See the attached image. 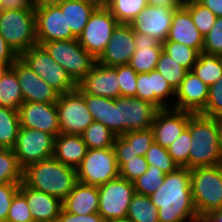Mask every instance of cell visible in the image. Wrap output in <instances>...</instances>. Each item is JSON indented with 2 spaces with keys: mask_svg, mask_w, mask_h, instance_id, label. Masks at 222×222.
I'll use <instances>...</instances> for the list:
<instances>
[{
  "mask_svg": "<svg viewBox=\"0 0 222 222\" xmlns=\"http://www.w3.org/2000/svg\"><path fill=\"white\" fill-rule=\"evenodd\" d=\"M175 8L147 5L129 24L134 32L147 34L163 43L172 23Z\"/></svg>",
  "mask_w": 222,
  "mask_h": 222,
  "instance_id": "obj_17",
  "label": "cell"
},
{
  "mask_svg": "<svg viewBox=\"0 0 222 222\" xmlns=\"http://www.w3.org/2000/svg\"><path fill=\"white\" fill-rule=\"evenodd\" d=\"M200 4L210 9L216 17H222V0H197Z\"/></svg>",
  "mask_w": 222,
  "mask_h": 222,
  "instance_id": "obj_55",
  "label": "cell"
},
{
  "mask_svg": "<svg viewBox=\"0 0 222 222\" xmlns=\"http://www.w3.org/2000/svg\"><path fill=\"white\" fill-rule=\"evenodd\" d=\"M147 5V0H110L107 8L119 24H130Z\"/></svg>",
  "mask_w": 222,
  "mask_h": 222,
  "instance_id": "obj_35",
  "label": "cell"
},
{
  "mask_svg": "<svg viewBox=\"0 0 222 222\" xmlns=\"http://www.w3.org/2000/svg\"><path fill=\"white\" fill-rule=\"evenodd\" d=\"M84 1L94 5L96 8H106L110 3V0H84Z\"/></svg>",
  "mask_w": 222,
  "mask_h": 222,
  "instance_id": "obj_59",
  "label": "cell"
},
{
  "mask_svg": "<svg viewBox=\"0 0 222 222\" xmlns=\"http://www.w3.org/2000/svg\"><path fill=\"white\" fill-rule=\"evenodd\" d=\"M21 182L0 184V221L7 219L14 195L19 191Z\"/></svg>",
  "mask_w": 222,
  "mask_h": 222,
  "instance_id": "obj_49",
  "label": "cell"
},
{
  "mask_svg": "<svg viewBox=\"0 0 222 222\" xmlns=\"http://www.w3.org/2000/svg\"><path fill=\"white\" fill-rule=\"evenodd\" d=\"M23 182L32 189L63 201L78 183V178L76 168L64 165L51 157L24 168Z\"/></svg>",
  "mask_w": 222,
  "mask_h": 222,
  "instance_id": "obj_3",
  "label": "cell"
},
{
  "mask_svg": "<svg viewBox=\"0 0 222 222\" xmlns=\"http://www.w3.org/2000/svg\"><path fill=\"white\" fill-rule=\"evenodd\" d=\"M56 108L61 133L81 135L94 121L77 89L60 94Z\"/></svg>",
  "mask_w": 222,
  "mask_h": 222,
  "instance_id": "obj_12",
  "label": "cell"
},
{
  "mask_svg": "<svg viewBox=\"0 0 222 222\" xmlns=\"http://www.w3.org/2000/svg\"><path fill=\"white\" fill-rule=\"evenodd\" d=\"M149 166H157L165 174L175 171L179 166L169 155L168 149L153 142L145 154Z\"/></svg>",
  "mask_w": 222,
  "mask_h": 222,
  "instance_id": "obj_42",
  "label": "cell"
},
{
  "mask_svg": "<svg viewBox=\"0 0 222 222\" xmlns=\"http://www.w3.org/2000/svg\"><path fill=\"white\" fill-rule=\"evenodd\" d=\"M54 139L47 132L21 127L13 148L19 166L24 169L32 163L53 157Z\"/></svg>",
  "mask_w": 222,
  "mask_h": 222,
  "instance_id": "obj_10",
  "label": "cell"
},
{
  "mask_svg": "<svg viewBox=\"0 0 222 222\" xmlns=\"http://www.w3.org/2000/svg\"><path fill=\"white\" fill-rule=\"evenodd\" d=\"M117 136L128 131L148 129L159 110L150 102L138 97H119L116 99Z\"/></svg>",
  "mask_w": 222,
  "mask_h": 222,
  "instance_id": "obj_13",
  "label": "cell"
},
{
  "mask_svg": "<svg viewBox=\"0 0 222 222\" xmlns=\"http://www.w3.org/2000/svg\"><path fill=\"white\" fill-rule=\"evenodd\" d=\"M23 102L16 72L10 67L0 81V106L18 110Z\"/></svg>",
  "mask_w": 222,
  "mask_h": 222,
  "instance_id": "obj_30",
  "label": "cell"
},
{
  "mask_svg": "<svg viewBox=\"0 0 222 222\" xmlns=\"http://www.w3.org/2000/svg\"><path fill=\"white\" fill-rule=\"evenodd\" d=\"M190 186L198 217L222 212V164L191 169Z\"/></svg>",
  "mask_w": 222,
  "mask_h": 222,
  "instance_id": "obj_4",
  "label": "cell"
},
{
  "mask_svg": "<svg viewBox=\"0 0 222 222\" xmlns=\"http://www.w3.org/2000/svg\"><path fill=\"white\" fill-rule=\"evenodd\" d=\"M105 222H133V221L131 219L125 217V218H121V219L108 220Z\"/></svg>",
  "mask_w": 222,
  "mask_h": 222,
  "instance_id": "obj_61",
  "label": "cell"
},
{
  "mask_svg": "<svg viewBox=\"0 0 222 222\" xmlns=\"http://www.w3.org/2000/svg\"><path fill=\"white\" fill-rule=\"evenodd\" d=\"M93 120L104 124L117 136L116 99L82 94Z\"/></svg>",
  "mask_w": 222,
  "mask_h": 222,
  "instance_id": "obj_27",
  "label": "cell"
},
{
  "mask_svg": "<svg viewBox=\"0 0 222 222\" xmlns=\"http://www.w3.org/2000/svg\"><path fill=\"white\" fill-rule=\"evenodd\" d=\"M190 119L180 136L167 148L169 155L179 167L189 168V151L191 146Z\"/></svg>",
  "mask_w": 222,
  "mask_h": 222,
  "instance_id": "obj_41",
  "label": "cell"
},
{
  "mask_svg": "<svg viewBox=\"0 0 222 222\" xmlns=\"http://www.w3.org/2000/svg\"><path fill=\"white\" fill-rule=\"evenodd\" d=\"M21 87L24 102L56 103L60 93L18 58L11 66Z\"/></svg>",
  "mask_w": 222,
  "mask_h": 222,
  "instance_id": "obj_15",
  "label": "cell"
},
{
  "mask_svg": "<svg viewBox=\"0 0 222 222\" xmlns=\"http://www.w3.org/2000/svg\"><path fill=\"white\" fill-rule=\"evenodd\" d=\"M149 78L151 85V104L158 109L173 108L174 102L172 100L175 99V90L156 70L149 72ZM168 99L171 100L169 101Z\"/></svg>",
  "mask_w": 222,
  "mask_h": 222,
  "instance_id": "obj_32",
  "label": "cell"
},
{
  "mask_svg": "<svg viewBox=\"0 0 222 222\" xmlns=\"http://www.w3.org/2000/svg\"><path fill=\"white\" fill-rule=\"evenodd\" d=\"M189 169L222 164V122L193 114L190 117Z\"/></svg>",
  "mask_w": 222,
  "mask_h": 222,
  "instance_id": "obj_2",
  "label": "cell"
},
{
  "mask_svg": "<svg viewBox=\"0 0 222 222\" xmlns=\"http://www.w3.org/2000/svg\"><path fill=\"white\" fill-rule=\"evenodd\" d=\"M76 173L78 182L92 186H100L119 177L114 148L88 149Z\"/></svg>",
  "mask_w": 222,
  "mask_h": 222,
  "instance_id": "obj_7",
  "label": "cell"
},
{
  "mask_svg": "<svg viewBox=\"0 0 222 222\" xmlns=\"http://www.w3.org/2000/svg\"><path fill=\"white\" fill-rule=\"evenodd\" d=\"M191 71L202 82L210 86L222 77V56L202 51Z\"/></svg>",
  "mask_w": 222,
  "mask_h": 222,
  "instance_id": "obj_29",
  "label": "cell"
},
{
  "mask_svg": "<svg viewBox=\"0 0 222 222\" xmlns=\"http://www.w3.org/2000/svg\"><path fill=\"white\" fill-rule=\"evenodd\" d=\"M88 149L113 147L116 135L104 124L93 121L81 134Z\"/></svg>",
  "mask_w": 222,
  "mask_h": 222,
  "instance_id": "obj_34",
  "label": "cell"
},
{
  "mask_svg": "<svg viewBox=\"0 0 222 222\" xmlns=\"http://www.w3.org/2000/svg\"><path fill=\"white\" fill-rule=\"evenodd\" d=\"M149 5L168 6L172 8H180L185 5L186 0H147Z\"/></svg>",
  "mask_w": 222,
  "mask_h": 222,
  "instance_id": "obj_56",
  "label": "cell"
},
{
  "mask_svg": "<svg viewBox=\"0 0 222 222\" xmlns=\"http://www.w3.org/2000/svg\"><path fill=\"white\" fill-rule=\"evenodd\" d=\"M65 0H33L34 6H54L59 5Z\"/></svg>",
  "mask_w": 222,
  "mask_h": 222,
  "instance_id": "obj_58",
  "label": "cell"
},
{
  "mask_svg": "<svg viewBox=\"0 0 222 222\" xmlns=\"http://www.w3.org/2000/svg\"><path fill=\"white\" fill-rule=\"evenodd\" d=\"M41 46L67 71L76 84L91 71L96 63V59L79 44L77 38L44 42Z\"/></svg>",
  "mask_w": 222,
  "mask_h": 222,
  "instance_id": "obj_6",
  "label": "cell"
},
{
  "mask_svg": "<svg viewBox=\"0 0 222 222\" xmlns=\"http://www.w3.org/2000/svg\"><path fill=\"white\" fill-rule=\"evenodd\" d=\"M190 182L191 170L186 167L165 174L161 187L150 195L158 208L159 222H189L198 218Z\"/></svg>",
  "mask_w": 222,
  "mask_h": 222,
  "instance_id": "obj_1",
  "label": "cell"
},
{
  "mask_svg": "<svg viewBox=\"0 0 222 222\" xmlns=\"http://www.w3.org/2000/svg\"><path fill=\"white\" fill-rule=\"evenodd\" d=\"M201 115L222 119V77L209 86V96Z\"/></svg>",
  "mask_w": 222,
  "mask_h": 222,
  "instance_id": "obj_46",
  "label": "cell"
},
{
  "mask_svg": "<svg viewBox=\"0 0 222 222\" xmlns=\"http://www.w3.org/2000/svg\"><path fill=\"white\" fill-rule=\"evenodd\" d=\"M199 218L202 222H222V213H206Z\"/></svg>",
  "mask_w": 222,
  "mask_h": 222,
  "instance_id": "obj_57",
  "label": "cell"
},
{
  "mask_svg": "<svg viewBox=\"0 0 222 222\" xmlns=\"http://www.w3.org/2000/svg\"><path fill=\"white\" fill-rule=\"evenodd\" d=\"M118 24L107 7L96 8L82 33L77 37L79 44L97 59L105 50Z\"/></svg>",
  "mask_w": 222,
  "mask_h": 222,
  "instance_id": "obj_11",
  "label": "cell"
},
{
  "mask_svg": "<svg viewBox=\"0 0 222 222\" xmlns=\"http://www.w3.org/2000/svg\"><path fill=\"white\" fill-rule=\"evenodd\" d=\"M120 169V177L134 182L142 174H144L149 165L145 156H135L132 159H116Z\"/></svg>",
  "mask_w": 222,
  "mask_h": 222,
  "instance_id": "obj_44",
  "label": "cell"
},
{
  "mask_svg": "<svg viewBox=\"0 0 222 222\" xmlns=\"http://www.w3.org/2000/svg\"><path fill=\"white\" fill-rule=\"evenodd\" d=\"M184 6L189 10L193 23L200 34L203 37L206 36L214 26L217 17L210 9L200 4L197 0H186Z\"/></svg>",
  "mask_w": 222,
  "mask_h": 222,
  "instance_id": "obj_39",
  "label": "cell"
},
{
  "mask_svg": "<svg viewBox=\"0 0 222 222\" xmlns=\"http://www.w3.org/2000/svg\"><path fill=\"white\" fill-rule=\"evenodd\" d=\"M87 150L81 135L60 133L54 139L53 157L64 165L77 168Z\"/></svg>",
  "mask_w": 222,
  "mask_h": 222,
  "instance_id": "obj_26",
  "label": "cell"
},
{
  "mask_svg": "<svg viewBox=\"0 0 222 222\" xmlns=\"http://www.w3.org/2000/svg\"><path fill=\"white\" fill-rule=\"evenodd\" d=\"M19 55L0 34V64H13Z\"/></svg>",
  "mask_w": 222,
  "mask_h": 222,
  "instance_id": "obj_53",
  "label": "cell"
},
{
  "mask_svg": "<svg viewBox=\"0 0 222 222\" xmlns=\"http://www.w3.org/2000/svg\"><path fill=\"white\" fill-rule=\"evenodd\" d=\"M81 94L117 99L120 97L117 66L95 63L91 71L77 84Z\"/></svg>",
  "mask_w": 222,
  "mask_h": 222,
  "instance_id": "obj_16",
  "label": "cell"
},
{
  "mask_svg": "<svg viewBox=\"0 0 222 222\" xmlns=\"http://www.w3.org/2000/svg\"><path fill=\"white\" fill-rule=\"evenodd\" d=\"M135 52L130 58L129 65L137 73H149L156 69L162 43L147 34L134 32Z\"/></svg>",
  "mask_w": 222,
  "mask_h": 222,
  "instance_id": "obj_24",
  "label": "cell"
},
{
  "mask_svg": "<svg viewBox=\"0 0 222 222\" xmlns=\"http://www.w3.org/2000/svg\"><path fill=\"white\" fill-rule=\"evenodd\" d=\"M0 10L35 8L33 0H0Z\"/></svg>",
  "mask_w": 222,
  "mask_h": 222,
  "instance_id": "obj_54",
  "label": "cell"
},
{
  "mask_svg": "<svg viewBox=\"0 0 222 222\" xmlns=\"http://www.w3.org/2000/svg\"><path fill=\"white\" fill-rule=\"evenodd\" d=\"M209 96V86L202 82L192 71H188L179 87L175 90L174 109L201 113Z\"/></svg>",
  "mask_w": 222,
  "mask_h": 222,
  "instance_id": "obj_21",
  "label": "cell"
},
{
  "mask_svg": "<svg viewBox=\"0 0 222 222\" xmlns=\"http://www.w3.org/2000/svg\"><path fill=\"white\" fill-rule=\"evenodd\" d=\"M19 191L25 196L27 205L31 210L35 222H57L62 210V200L32 189L23 181L20 183Z\"/></svg>",
  "mask_w": 222,
  "mask_h": 222,
  "instance_id": "obj_22",
  "label": "cell"
},
{
  "mask_svg": "<svg viewBox=\"0 0 222 222\" xmlns=\"http://www.w3.org/2000/svg\"><path fill=\"white\" fill-rule=\"evenodd\" d=\"M135 49L133 28L129 24H118L96 62L111 67L128 64Z\"/></svg>",
  "mask_w": 222,
  "mask_h": 222,
  "instance_id": "obj_19",
  "label": "cell"
},
{
  "mask_svg": "<svg viewBox=\"0 0 222 222\" xmlns=\"http://www.w3.org/2000/svg\"><path fill=\"white\" fill-rule=\"evenodd\" d=\"M98 191V213L105 221L121 219L127 216L129 204L135 194L133 182L119 176L98 186Z\"/></svg>",
  "mask_w": 222,
  "mask_h": 222,
  "instance_id": "obj_9",
  "label": "cell"
},
{
  "mask_svg": "<svg viewBox=\"0 0 222 222\" xmlns=\"http://www.w3.org/2000/svg\"><path fill=\"white\" fill-rule=\"evenodd\" d=\"M37 44L44 42L70 40L77 37L67 30L65 11L58 5L35 6Z\"/></svg>",
  "mask_w": 222,
  "mask_h": 222,
  "instance_id": "obj_14",
  "label": "cell"
},
{
  "mask_svg": "<svg viewBox=\"0 0 222 222\" xmlns=\"http://www.w3.org/2000/svg\"><path fill=\"white\" fill-rule=\"evenodd\" d=\"M23 181V169L19 166L13 149L0 148V184Z\"/></svg>",
  "mask_w": 222,
  "mask_h": 222,
  "instance_id": "obj_37",
  "label": "cell"
},
{
  "mask_svg": "<svg viewBox=\"0 0 222 222\" xmlns=\"http://www.w3.org/2000/svg\"><path fill=\"white\" fill-rule=\"evenodd\" d=\"M0 34L19 56L37 45L35 8L0 10Z\"/></svg>",
  "mask_w": 222,
  "mask_h": 222,
  "instance_id": "obj_5",
  "label": "cell"
},
{
  "mask_svg": "<svg viewBox=\"0 0 222 222\" xmlns=\"http://www.w3.org/2000/svg\"><path fill=\"white\" fill-rule=\"evenodd\" d=\"M155 70L164 77L174 90L179 87L188 72L187 69L178 64L174 59H172V57L168 56L163 51L160 53Z\"/></svg>",
  "mask_w": 222,
  "mask_h": 222,
  "instance_id": "obj_36",
  "label": "cell"
},
{
  "mask_svg": "<svg viewBox=\"0 0 222 222\" xmlns=\"http://www.w3.org/2000/svg\"><path fill=\"white\" fill-rule=\"evenodd\" d=\"M19 58L60 94L77 89V84L67 71L55 62L41 45L30 47Z\"/></svg>",
  "mask_w": 222,
  "mask_h": 222,
  "instance_id": "obj_8",
  "label": "cell"
},
{
  "mask_svg": "<svg viewBox=\"0 0 222 222\" xmlns=\"http://www.w3.org/2000/svg\"><path fill=\"white\" fill-rule=\"evenodd\" d=\"M20 128L18 110L0 106V148L13 149Z\"/></svg>",
  "mask_w": 222,
  "mask_h": 222,
  "instance_id": "obj_31",
  "label": "cell"
},
{
  "mask_svg": "<svg viewBox=\"0 0 222 222\" xmlns=\"http://www.w3.org/2000/svg\"><path fill=\"white\" fill-rule=\"evenodd\" d=\"M57 222H105L101 215L97 213L87 215H77L61 210Z\"/></svg>",
  "mask_w": 222,
  "mask_h": 222,
  "instance_id": "obj_50",
  "label": "cell"
},
{
  "mask_svg": "<svg viewBox=\"0 0 222 222\" xmlns=\"http://www.w3.org/2000/svg\"><path fill=\"white\" fill-rule=\"evenodd\" d=\"M113 148L116 159H132L137 156L131 145L122 136L115 137Z\"/></svg>",
  "mask_w": 222,
  "mask_h": 222,
  "instance_id": "obj_51",
  "label": "cell"
},
{
  "mask_svg": "<svg viewBox=\"0 0 222 222\" xmlns=\"http://www.w3.org/2000/svg\"><path fill=\"white\" fill-rule=\"evenodd\" d=\"M194 113L174 108L159 109L151 126L154 142L168 148L187 127Z\"/></svg>",
  "mask_w": 222,
  "mask_h": 222,
  "instance_id": "obj_20",
  "label": "cell"
},
{
  "mask_svg": "<svg viewBox=\"0 0 222 222\" xmlns=\"http://www.w3.org/2000/svg\"><path fill=\"white\" fill-rule=\"evenodd\" d=\"M18 114L21 127L38 129L54 137L61 133L56 103L23 102Z\"/></svg>",
  "mask_w": 222,
  "mask_h": 222,
  "instance_id": "obj_18",
  "label": "cell"
},
{
  "mask_svg": "<svg viewBox=\"0 0 222 222\" xmlns=\"http://www.w3.org/2000/svg\"><path fill=\"white\" fill-rule=\"evenodd\" d=\"M203 52L222 56V17H217L214 26L203 37Z\"/></svg>",
  "mask_w": 222,
  "mask_h": 222,
  "instance_id": "obj_48",
  "label": "cell"
},
{
  "mask_svg": "<svg viewBox=\"0 0 222 222\" xmlns=\"http://www.w3.org/2000/svg\"><path fill=\"white\" fill-rule=\"evenodd\" d=\"M13 64H0V81Z\"/></svg>",
  "mask_w": 222,
  "mask_h": 222,
  "instance_id": "obj_60",
  "label": "cell"
},
{
  "mask_svg": "<svg viewBox=\"0 0 222 222\" xmlns=\"http://www.w3.org/2000/svg\"><path fill=\"white\" fill-rule=\"evenodd\" d=\"M162 51L188 71L192 70L199 56V52L196 49L173 41H164Z\"/></svg>",
  "mask_w": 222,
  "mask_h": 222,
  "instance_id": "obj_38",
  "label": "cell"
},
{
  "mask_svg": "<svg viewBox=\"0 0 222 222\" xmlns=\"http://www.w3.org/2000/svg\"><path fill=\"white\" fill-rule=\"evenodd\" d=\"M126 217L133 222H159L158 208L152 203L150 196L137 193L132 196Z\"/></svg>",
  "mask_w": 222,
  "mask_h": 222,
  "instance_id": "obj_33",
  "label": "cell"
},
{
  "mask_svg": "<svg viewBox=\"0 0 222 222\" xmlns=\"http://www.w3.org/2000/svg\"><path fill=\"white\" fill-rule=\"evenodd\" d=\"M137 97L151 103V85L149 73H138Z\"/></svg>",
  "mask_w": 222,
  "mask_h": 222,
  "instance_id": "obj_52",
  "label": "cell"
},
{
  "mask_svg": "<svg viewBox=\"0 0 222 222\" xmlns=\"http://www.w3.org/2000/svg\"><path fill=\"white\" fill-rule=\"evenodd\" d=\"M98 186L78 182L70 194L62 201V209L68 213L87 215L99 209Z\"/></svg>",
  "mask_w": 222,
  "mask_h": 222,
  "instance_id": "obj_25",
  "label": "cell"
},
{
  "mask_svg": "<svg viewBox=\"0 0 222 222\" xmlns=\"http://www.w3.org/2000/svg\"><path fill=\"white\" fill-rule=\"evenodd\" d=\"M137 75L129 64L117 66L120 97H137Z\"/></svg>",
  "mask_w": 222,
  "mask_h": 222,
  "instance_id": "obj_45",
  "label": "cell"
},
{
  "mask_svg": "<svg viewBox=\"0 0 222 222\" xmlns=\"http://www.w3.org/2000/svg\"><path fill=\"white\" fill-rule=\"evenodd\" d=\"M165 178V173L157 166H149L134 183L135 193L150 196L161 187Z\"/></svg>",
  "mask_w": 222,
  "mask_h": 222,
  "instance_id": "obj_40",
  "label": "cell"
},
{
  "mask_svg": "<svg viewBox=\"0 0 222 222\" xmlns=\"http://www.w3.org/2000/svg\"><path fill=\"white\" fill-rule=\"evenodd\" d=\"M62 11H65L67 30L78 37L85 28L91 14L96 7L84 0H65L58 5Z\"/></svg>",
  "mask_w": 222,
  "mask_h": 222,
  "instance_id": "obj_28",
  "label": "cell"
},
{
  "mask_svg": "<svg viewBox=\"0 0 222 222\" xmlns=\"http://www.w3.org/2000/svg\"><path fill=\"white\" fill-rule=\"evenodd\" d=\"M189 222H202V221H201L200 218L198 217V218H196V219H194V220H191V221H189Z\"/></svg>",
  "mask_w": 222,
  "mask_h": 222,
  "instance_id": "obj_62",
  "label": "cell"
},
{
  "mask_svg": "<svg viewBox=\"0 0 222 222\" xmlns=\"http://www.w3.org/2000/svg\"><path fill=\"white\" fill-rule=\"evenodd\" d=\"M6 222H34L26 198L20 191L14 195Z\"/></svg>",
  "mask_w": 222,
  "mask_h": 222,
  "instance_id": "obj_47",
  "label": "cell"
},
{
  "mask_svg": "<svg viewBox=\"0 0 222 222\" xmlns=\"http://www.w3.org/2000/svg\"><path fill=\"white\" fill-rule=\"evenodd\" d=\"M165 41H173L196 49H203V36L193 23L189 10L182 6L175 8L172 23Z\"/></svg>",
  "mask_w": 222,
  "mask_h": 222,
  "instance_id": "obj_23",
  "label": "cell"
},
{
  "mask_svg": "<svg viewBox=\"0 0 222 222\" xmlns=\"http://www.w3.org/2000/svg\"><path fill=\"white\" fill-rule=\"evenodd\" d=\"M121 136L131 145L137 156H145L154 142V132L151 127L144 130L128 131Z\"/></svg>",
  "mask_w": 222,
  "mask_h": 222,
  "instance_id": "obj_43",
  "label": "cell"
}]
</instances>
